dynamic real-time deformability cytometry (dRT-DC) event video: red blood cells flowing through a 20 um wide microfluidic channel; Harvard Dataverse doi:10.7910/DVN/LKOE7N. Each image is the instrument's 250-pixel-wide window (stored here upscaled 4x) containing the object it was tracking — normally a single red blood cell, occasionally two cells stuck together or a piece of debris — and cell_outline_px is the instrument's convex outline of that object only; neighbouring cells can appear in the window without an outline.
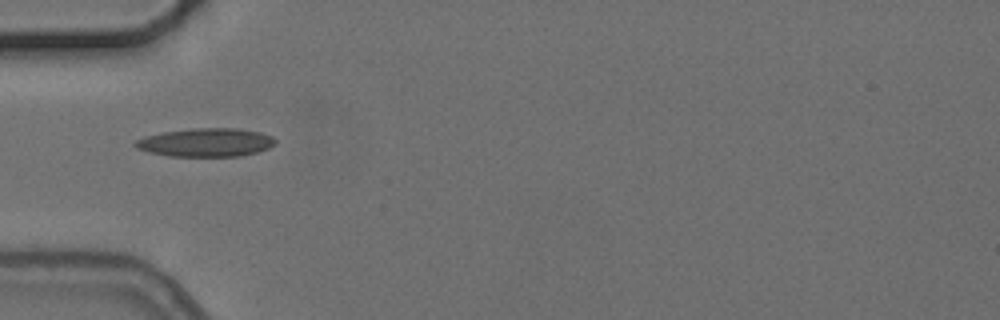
{"species": "common noctule bat (a hibernating species)", "species_latin": "Nyctalus noctula", "temperature_condition": "cold", "stored_images_in_passage": 8, "camera_frame_rate_fps": 3000, "um_per_image_px": 0.085, "animal": {"sex": "female", "body_mass_g": 24.6, "forearm_length_mm": 56.2}, "frame": {"image": 1, "passage_image": 3, "time_ms": 2.333, "image_size_px": [1000, 320], "cell_outline_px": [[276, 144], [268, 148], [256, 152], [240, 156], [168, 156], [148, 152], [136, 148], [132, 144], [136, 140], [144, 136], [164, 132], [192, 128], [236, 128], [260, 132], [272, 136], [276, 140]], "centroid_in_image_um": [17.48, 12.1], "position_along_channel_um": 67.5, "area_um2": 23.29}}
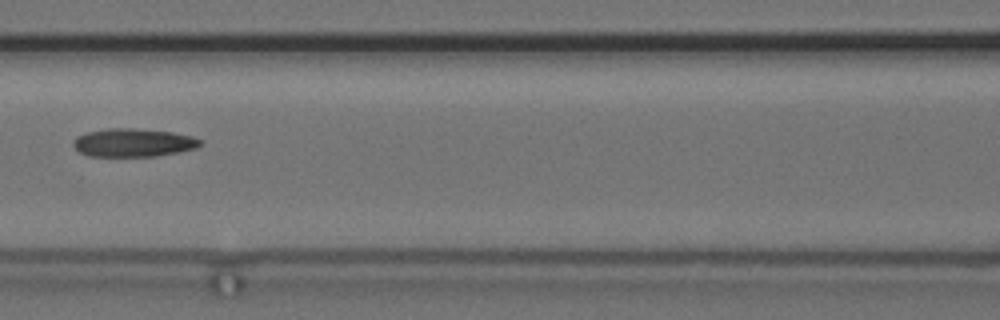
{"frame": {"image": 2, "passage_image": 5, "time_ms": 4.667, "image_size_px": [1000, 320], "cell_outline_px": [[200, 144], [196, 148], [156, 156], [88, 156], [80, 152], [72, 144], [72, 140], [76, 136], [88, 132], [108, 128], [132, 128], [172, 132], [192, 136], [200, 140]], "centroid_in_image_um": [11.28, 12.12], "position_along_channel_um": 155.3, "area_um2": 20.75}}
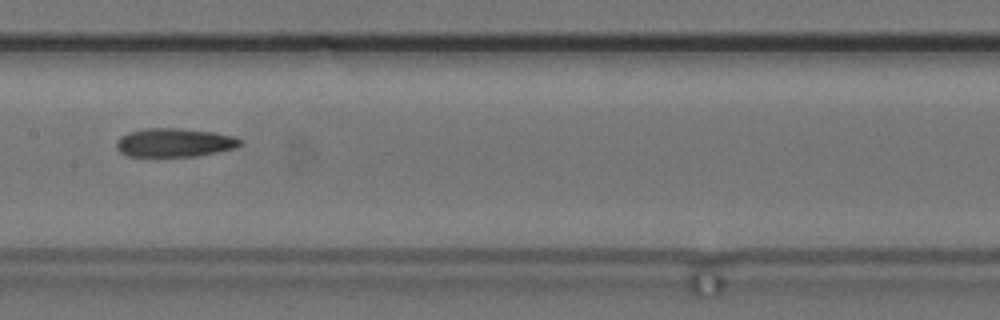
{"frame": {"image": 3, "passage_image": 6, "time_ms": 5.667, "image_size_px": [1000, 320], "cell_outline_px": [[244, 144], [236, 148], [196, 156], [128, 156], [120, 152], [116, 148], [116, 140], [120, 136], [128, 132], [148, 128], [176, 128], [212, 132], [236, 136]], "centroid_in_image_um": [14.83, 12.12], "position_along_channel_um": 192.6, "area_um2": 20.69}}